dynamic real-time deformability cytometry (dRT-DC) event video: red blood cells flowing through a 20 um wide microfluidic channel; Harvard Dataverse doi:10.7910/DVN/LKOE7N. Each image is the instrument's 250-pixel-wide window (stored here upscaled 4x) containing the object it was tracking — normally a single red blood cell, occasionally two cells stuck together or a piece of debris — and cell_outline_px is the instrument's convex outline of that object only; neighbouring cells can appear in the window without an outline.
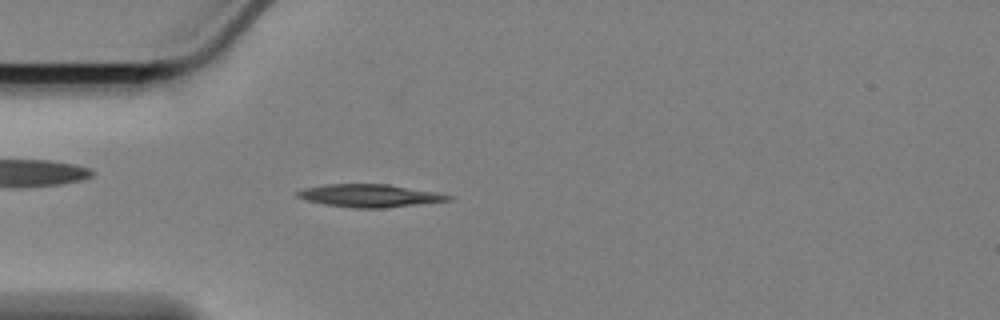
{"species": "Egyptian fruit bat (a non-hibernating species)", "species_latin": "Rousettus aegyptiacus", "temperature_condition": "cold", "stored_images_in_passage": 57, "camera_frame_rate_fps": 3000, "um_per_image_px": 0.085, "animal": {"sex": "female"}, "frame": {"image": 1, "passage_image": 15, "time_ms": 4.667, "image_size_px": [1000, 320], "cell_outline_px": [[456, 196], [452, 200], [420, 204], [384, 208], [352, 208], [324, 204], [308, 200], [296, 196], [296, 192], [304, 188], [324, 184], [388, 184], [440, 192]], "centroid_in_image_um": [31.5, 16.63], "position_along_channel_um": 53.5, "area_um2": 20.29}}
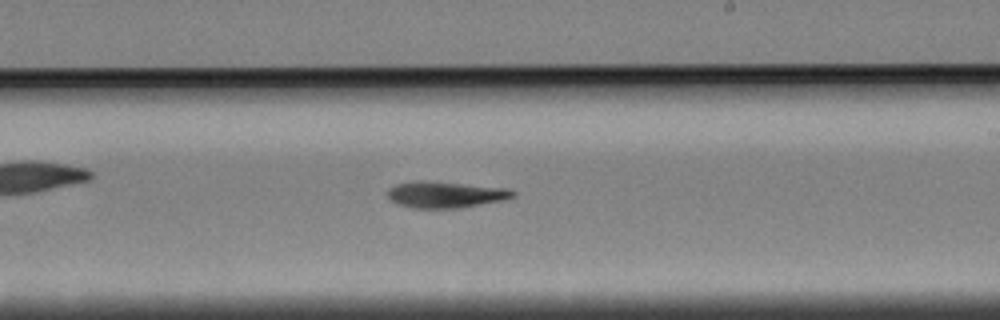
{"frame": {"image": 2, "passage_image": 33, "time_ms": 10.667, "image_size_px": [1000, 320], "cell_outline_px": [[516, 196], [500, 200], [460, 208], [412, 208], [396, 204], [388, 196], [388, 188], [396, 184], [420, 180], [424, 180], [508, 188], [516, 192]], "centroid_in_image_um": [37.84, 16.53], "position_along_channel_um": 251.2, "area_um2": 19.19}}
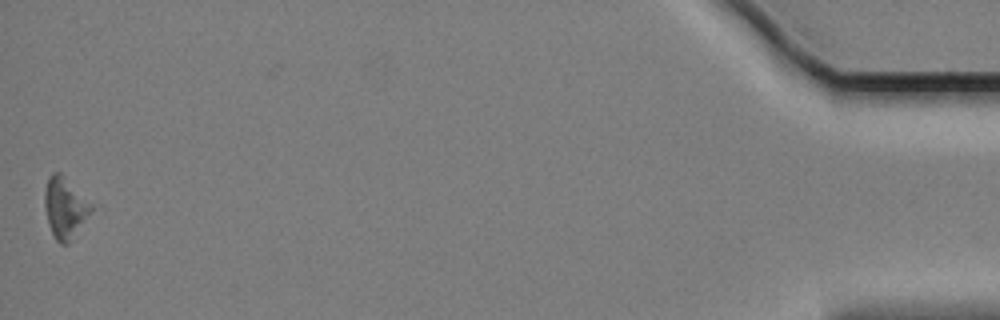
{"frame": {"image": 3, "passage_image": 57, "time_ms": 18.667, "image_size_px": [1000, 320], "cell_outline_px": [[104, 208], [68, 244], [60, 244], [56, 240], [48, 224], [44, 204], [44, 192], [48, 180], [52, 172], [60, 172], [100, 204]], "centroid_in_image_um": [5.77, 17.68], "position_along_channel_um": 429.4, "area_um2": 18.79}, "authors_computed_cell_mechanics": {"area_um2": 18.9584, "velocity_mm_per_s": 3.3916, "shape_relaxation_time_tau1_ms": 9.75, "shape_relaxation_time_tau2_ms": null, "deformation_change_tau1": 0.1635, "deformation_change_tau2": null}}